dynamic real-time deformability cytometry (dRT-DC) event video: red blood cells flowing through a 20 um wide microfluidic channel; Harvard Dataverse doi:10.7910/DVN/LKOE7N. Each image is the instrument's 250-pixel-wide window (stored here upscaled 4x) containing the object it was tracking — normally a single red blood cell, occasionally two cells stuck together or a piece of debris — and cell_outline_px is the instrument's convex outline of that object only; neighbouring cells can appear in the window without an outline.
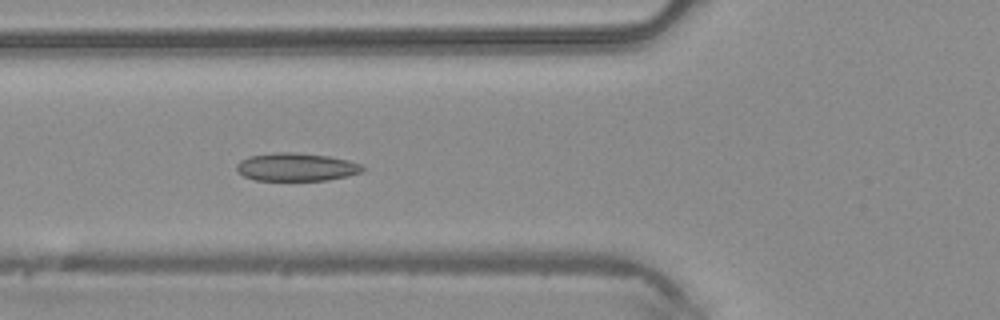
{"species": "common noctule bat (a hibernating species)", "species_latin": "Nyctalus noctula", "temperature_condition": "warm", "stored_images_in_passage": 24, "camera_frame_rate_fps": 3000, "um_per_image_px": 0.085, "animal": {"sex": "male", "body_mass_g": 20.4}, "frame": {"image": 1, "passage_image": 4, "time_ms": 1.0, "image_size_px": [1000, 320], "cell_outline_px": [[364, 172], [348, 176], [328, 180], [256, 180], [244, 176], [236, 168], [236, 164], [240, 160], [248, 156], [276, 152], [296, 152], [328, 156], [348, 160], [364, 164]], "centroid_in_image_um": [25.23, 14.19], "position_along_channel_um": 100.6, "area_um2": 20.75}}